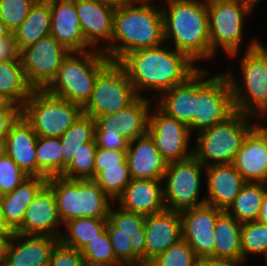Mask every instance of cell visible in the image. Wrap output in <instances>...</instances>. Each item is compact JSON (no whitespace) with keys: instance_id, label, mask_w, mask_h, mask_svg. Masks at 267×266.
Masks as SVG:
<instances>
[{"instance_id":"1","label":"cell","mask_w":267,"mask_h":266,"mask_svg":"<svg viewBox=\"0 0 267 266\" xmlns=\"http://www.w3.org/2000/svg\"><path fill=\"white\" fill-rule=\"evenodd\" d=\"M119 63L125 68L139 97H145L141 93L148 90L156 99L183 83L200 67L185 53L166 43L128 53Z\"/></svg>"},{"instance_id":"2","label":"cell","mask_w":267,"mask_h":266,"mask_svg":"<svg viewBox=\"0 0 267 266\" xmlns=\"http://www.w3.org/2000/svg\"><path fill=\"white\" fill-rule=\"evenodd\" d=\"M155 3L138 0L115 8L112 41L103 51L111 61L120 62L128 53L165 43L161 4Z\"/></svg>"},{"instance_id":"3","label":"cell","mask_w":267,"mask_h":266,"mask_svg":"<svg viewBox=\"0 0 267 266\" xmlns=\"http://www.w3.org/2000/svg\"><path fill=\"white\" fill-rule=\"evenodd\" d=\"M164 1L167 4H160L165 43H173L175 50L185 53L194 63L209 60L207 0Z\"/></svg>"},{"instance_id":"4","label":"cell","mask_w":267,"mask_h":266,"mask_svg":"<svg viewBox=\"0 0 267 266\" xmlns=\"http://www.w3.org/2000/svg\"><path fill=\"white\" fill-rule=\"evenodd\" d=\"M247 46L240 62L243 85L232 69L224 73L231 84L235 111L256 117L267 113V47L255 38Z\"/></svg>"},{"instance_id":"5","label":"cell","mask_w":267,"mask_h":266,"mask_svg":"<svg viewBox=\"0 0 267 266\" xmlns=\"http://www.w3.org/2000/svg\"><path fill=\"white\" fill-rule=\"evenodd\" d=\"M110 61L104 52L91 48L70 52L45 90L84 107L91 98L98 73Z\"/></svg>"},{"instance_id":"6","label":"cell","mask_w":267,"mask_h":266,"mask_svg":"<svg viewBox=\"0 0 267 266\" xmlns=\"http://www.w3.org/2000/svg\"><path fill=\"white\" fill-rule=\"evenodd\" d=\"M254 118L235 111L225 121L197 132L193 156L205 167L233 164L245 137L255 127L251 123Z\"/></svg>"},{"instance_id":"7","label":"cell","mask_w":267,"mask_h":266,"mask_svg":"<svg viewBox=\"0 0 267 266\" xmlns=\"http://www.w3.org/2000/svg\"><path fill=\"white\" fill-rule=\"evenodd\" d=\"M63 225L76 218H108L113 201L93 179L48 178Z\"/></svg>"},{"instance_id":"8","label":"cell","mask_w":267,"mask_h":266,"mask_svg":"<svg viewBox=\"0 0 267 266\" xmlns=\"http://www.w3.org/2000/svg\"><path fill=\"white\" fill-rule=\"evenodd\" d=\"M255 7L247 0H207L211 60L221 48L231 58L239 55L245 20Z\"/></svg>"},{"instance_id":"9","label":"cell","mask_w":267,"mask_h":266,"mask_svg":"<svg viewBox=\"0 0 267 266\" xmlns=\"http://www.w3.org/2000/svg\"><path fill=\"white\" fill-rule=\"evenodd\" d=\"M84 114L83 107L45 89H33L21 116L37 137H61Z\"/></svg>"},{"instance_id":"10","label":"cell","mask_w":267,"mask_h":266,"mask_svg":"<svg viewBox=\"0 0 267 266\" xmlns=\"http://www.w3.org/2000/svg\"><path fill=\"white\" fill-rule=\"evenodd\" d=\"M138 97L125 68L119 62L110 61L98 73L91 98L83 111L95 119L126 109Z\"/></svg>"},{"instance_id":"11","label":"cell","mask_w":267,"mask_h":266,"mask_svg":"<svg viewBox=\"0 0 267 266\" xmlns=\"http://www.w3.org/2000/svg\"><path fill=\"white\" fill-rule=\"evenodd\" d=\"M208 73L198 68V98H195L193 132L221 123L235 112L232 88L226 74L222 72L209 78Z\"/></svg>"},{"instance_id":"12","label":"cell","mask_w":267,"mask_h":266,"mask_svg":"<svg viewBox=\"0 0 267 266\" xmlns=\"http://www.w3.org/2000/svg\"><path fill=\"white\" fill-rule=\"evenodd\" d=\"M205 166L194 156L168 163L163 176V198L166 210L178 211L206 204L200 196ZM200 198V199H199Z\"/></svg>"},{"instance_id":"13","label":"cell","mask_w":267,"mask_h":266,"mask_svg":"<svg viewBox=\"0 0 267 266\" xmlns=\"http://www.w3.org/2000/svg\"><path fill=\"white\" fill-rule=\"evenodd\" d=\"M70 53L52 35L20 50V60L28 84L45 89L56 77L63 59Z\"/></svg>"},{"instance_id":"14","label":"cell","mask_w":267,"mask_h":266,"mask_svg":"<svg viewBox=\"0 0 267 266\" xmlns=\"http://www.w3.org/2000/svg\"><path fill=\"white\" fill-rule=\"evenodd\" d=\"M149 112L147 133L161 156L168 162L184 161L193 156L191 130L184 123L168 116L156 104ZM190 149V150H189Z\"/></svg>"},{"instance_id":"15","label":"cell","mask_w":267,"mask_h":266,"mask_svg":"<svg viewBox=\"0 0 267 266\" xmlns=\"http://www.w3.org/2000/svg\"><path fill=\"white\" fill-rule=\"evenodd\" d=\"M222 210L203 204L180 212L183 239L198 257H214V227Z\"/></svg>"},{"instance_id":"16","label":"cell","mask_w":267,"mask_h":266,"mask_svg":"<svg viewBox=\"0 0 267 266\" xmlns=\"http://www.w3.org/2000/svg\"><path fill=\"white\" fill-rule=\"evenodd\" d=\"M63 225L53 189L46 184L25 210L21 226L15 233L60 238Z\"/></svg>"},{"instance_id":"17","label":"cell","mask_w":267,"mask_h":266,"mask_svg":"<svg viewBox=\"0 0 267 266\" xmlns=\"http://www.w3.org/2000/svg\"><path fill=\"white\" fill-rule=\"evenodd\" d=\"M75 8L85 42L91 49L103 52L112 41L116 7L100 0H75ZM101 40L106 41L104 47L98 46Z\"/></svg>"},{"instance_id":"18","label":"cell","mask_w":267,"mask_h":266,"mask_svg":"<svg viewBox=\"0 0 267 266\" xmlns=\"http://www.w3.org/2000/svg\"><path fill=\"white\" fill-rule=\"evenodd\" d=\"M146 266L157 255L183 239L180 212L165 210L145 218Z\"/></svg>"},{"instance_id":"19","label":"cell","mask_w":267,"mask_h":266,"mask_svg":"<svg viewBox=\"0 0 267 266\" xmlns=\"http://www.w3.org/2000/svg\"><path fill=\"white\" fill-rule=\"evenodd\" d=\"M59 238L13 233L3 266H49L51 253Z\"/></svg>"},{"instance_id":"20","label":"cell","mask_w":267,"mask_h":266,"mask_svg":"<svg viewBox=\"0 0 267 266\" xmlns=\"http://www.w3.org/2000/svg\"><path fill=\"white\" fill-rule=\"evenodd\" d=\"M46 1L50 4L51 10L50 35L70 52L90 50L81 30L75 0Z\"/></svg>"},{"instance_id":"21","label":"cell","mask_w":267,"mask_h":266,"mask_svg":"<svg viewBox=\"0 0 267 266\" xmlns=\"http://www.w3.org/2000/svg\"><path fill=\"white\" fill-rule=\"evenodd\" d=\"M151 100L138 97L126 109L114 114L96 117L95 130H117L129 142L147 133Z\"/></svg>"},{"instance_id":"22","label":"cell","mask_w":267,"mask_h":266,"mask_svg":"<svg viewBox=\"0 0 267 266\" xmlns=\"http://www.w3.org/2000/svg\"><path fill=\"white\" fill-rule=\"evenodd\" d=\"M205 173L206 204L226 211L246 184L245 179L233 164L209 165Z\"/></svg>"},{"instance_id":"23","label":"cell","mask_w":267,"mask_h":266,"mask_svg":"<svg viewBox=\"0 0 267 266\" xmlns=\"http://www.w3.org/2000/svg\"><path fill=\"white\" fill-rule=\"evenodd\" d=\"M126 160L132 179L163 180L168 166L148 133L129 142Z\"/></svg>"},{"instance_id":"24","label":"cell","mask_w":267,"mask_h":266,"mask_svg":"<svg viewBox=\"0 0 267 266\" xmlns=\"http://www.w3.org/2000/svg\"><path fill=\"white\" fill-rule=\"evenodd\" d=\"M162 183V180L132 179L116 203L124 210L144 216L161 213L166 210Z\"/></svg>"},{"instance_id":"25","label":"cell","mask_w":267,"mask_h":266,"mask_svg":"<svg viewBox=\"0 0 267 266\" xmlns=\"http://www.w3.org/2000/svg\"><path fill=\"white\" fill-rule=\"evenodd\" d=\"M233 166L246 182L267 184V139L256 127L245 137Z\"/></svg>"},{"instance_id":"26","label":"cell","mask_w":267,"mask_h":266,"mask_svg":"<svg viewBox=\"0 0 267 266\" xmlns=\"http://www.w3.org/2000/svg\"><path fill=\"white\" fill-rule=\"evenodd\" d=\"M195 98H198V69L183 83L163 92L154 103L168 116L188 126L193 134Z\"/></svg>"},{"instance_id":"27","label":"cell","mask_w":267,"mask_h":266,"mask_svg":"<svg viewBox=\"0 0 267 266\" xmlns=\"http://www.w3.org/2000/svg\"><path fill=\"white\" fill-rule=\"evenodd\" d=\"M37 134L21 116L5 138L6 154L29 177H37Z\"/></svg>"},{"instance_id":"28","label":"cell","mask_w":267,"mask_h":266,"mask_svg":"<svg viewBox=\"0 0 267 266\" xmlns=\"http://www.w3.org/2000/svg\"><path fill=\"white\" fill-rule=\"evenodd\" d=\"M47 181L45 177H28L12 192L0 196L4 220L13 232L21 226L26 208Z\"/></svg>"},{"instance_id":"29","label":"cell","mask_w":267,"mask_h":266,"mask_svg":"<svg viewBox=\"0 0 267 266\" xmlns=\"http://www.w3.org/2000/svg\"><path fill=\"white\" fill-rule=\"evenodd\" d=\"M112 204L108 221L117 229V233H124L131 237L133 251V266H146L145 252V218L146 216L122 209L113 208Z\"/></svg>"},{"instance_id":"30","label":"cell","mask_w":267,"mask_h":266,"mask_svg":"<svg viewBox=\"0 0 267 266\" xmlns=\"http://www.w3.org/2000/svg\"><path fill=\"white\" fill-rule=\"evenodd\" d=\"M51 32V10L46 0H40L31 8L28 16L14 30L13 36L18 50L35 44Z\"/></svg>"},{"instance_id":"31","label":"cell","mask_w":267,"mask_h":266,"mask_svg":"<svg viewBox=\"0 0 267 266\" xmlns=\"http://www.w3.org/2000/svg\"><path fill=\"white\" fill-rule=\"evenodd\" d=\"M241 231L242 223L222 211L214 227V257L242 260Z\"/></svg>"},{"instance_id":"32","label":"cell","mask_w":267,"mask_h":266,"mask_svg":"<svg viewBox=\"0 0 267 266\" xmlns=\"http://www.w3.org/2000/svg\"><path fill=\"white\" fill-rule=\"evenodd\" d=\"M33 88L28 84L20 57L0 61V93L12 104L22 108Z\"/></svg>"},{"instance_id":"33","label":"cell","mask_w":267,"mask_h":266,"mask_svg":"<svg viewBox=\"0 0 267 266\" xmlns=\"http://www.w3.org/2000/svg\"><path fill=\"white\" fill-rule=\"evenodd\" d=\"M266 191L265 183L246 182L226 212L241 223L257 221Z\"/></svg>"},{"instance_id":"34","label":"cell","mask_w":267,"mask_h":266,"mask_svg":"<svg viewBox=\"0 0 267 266\" xmlns=\"http://www.w3.org/2000/svg\"><path fill=\"white\" fill-rule=\"evenodd\" d=\"M108 218H76L64 224L67 230L59 241L71 248L81 250L89 241L106 230Z\"/></svg>"},{"instance_id":"35","label":"cell","mask_w":267,"mask_h":266,"mask_svg":"<svg viewBox=\"0 0 267 266\" xmlns=\"http://www.w3.org/2000/svg\"><path fill=\"white\" fill-rule=\"evenodd\" d=\"M95 120L83 114L60 137L62 144V173L72 161L73 155L84 143L95 142Z\"/></svg>"},{"instance_id":"36","label":"cell","mask_w":267,"mask_h":266,"mask_svg":"<svg viewBox=\"0 0 267 266\" xmlns=\"http://www.w3.org/2000/svg\"><path fill=\"white\" fill-rule=\"evenodd\" d=\"M37 177L50 178L62 174L60 137H38L36 141Z\"/></svg>"},{"instance_id":"37","label":"cell","mask_w":267,"mask_h":266,"mask_svg":"<svg viewBox=\"0 0 267 266\" xmlns=\"http://www.w3.org/2000/svg\"><path fill=\"white\" fill-rule=\"evenodd\" d=\"M98 186L113 201L123 193L126 186L132 180L127 160L125 159L118 166L103 167L93 179Z\"/></svg>"},{"instance_id":"38","label":"cell","mask_w":267,"mask_h":266,"mask_svg":"<svg viewBox=\"0 0 267 266\" xmlns=\"http://www.w3.org/2000/svg\"><path fill=\"white\" fill-rule=\"evenodd\" d=\"M242 261L247 262L250 255L267 256V224L260 221L242 223L241 231Z\"/></svg>"},{"instance_id":"39","label":"cell","mask_w":267,"mask_h":266,"mask_svg":"<svg viewBox=\"0 0 267 266\" xmlns=\"http://www.w3.org/2000/svg\"><path fill=\"white\" fill-rule=\"evenodd\" d=\"M80 251L87 266H123L116 259L107 229Z\"/></svg>"},{"instance_id":"40","label":"cell","mask_w":267,"mask_h":266,"mask_svg":"<svg viewBox=\"0 0 267 266\" xmlns=\"http://www.w3.org/2000/svg\"><path fill=\"white\" fill-rule=\"evenodd\" d=\"M96 149V142L84 143L61 176L72 180L94 179Z\"/></svg>"},{"instance_id":"41","label":"cell","mask_w":267,"mask_h":266,"mask_svg":"<svg viewBox=\"0 0 267 266\" xmlns=\"http://www.w3.org/2000/svg\"><path fill=\"white\" fill-rule=\"evenodd\" d=\"M198 258L190 245L181 239L157 255L147 266H197Z\"/></svg>"},{"instance_id":"42","label":"cell","mask_w":267,"mask_h":266,"mask_svg":"<svg viewBox=\"0 0 267 266\" xmlns=\"http://www.w3.org/2000/svg\"><path fill=\"white\" fill-rule=\"evenodd\" d=\"M38 0H0V19L14 32Z\"/></svg>"},{"instance_id":"43","label":"cell","mask_w":267,"mask_h":266,"mask_svg":"<svg viewBox=\"0 0 267 266\" xmlns=\"http://www.w3.org/2000/svg\"><path fill=\"white\" fill-rule=\"evenodd\" d=\"M28 177L10 156L0 157V196L12 192Z\"/></svg>"},{"instance_id":"44","label":"cell","mask_w":267,"mask_h":266,"mask_svg":"<svg viewBox=\"0 0 267 266\" xmlns=\"http://www.w3.org/2000/svg\"><path fill=\"white\" fill-rule=\"evenodd\" d=\"M106 229L108 231L116 259L123 266H133V251L130 242L131 237L125 235L124 233H117V229L109 221Z\"/></svg>"},{"instance_id":"45","label":"cell","mask_w":267,"mask_h":266,"mask_svg":"<svg viewBox=\"0 0 267 266\" xmlns=\"http://www.w3.org/2000/svg\"><path fill=\"white\" fill-rule=\"evenodd\" d=\"M49 266H87L81 251L68 247L60 241L51 253Z\"/></svg>"},{"instance_id":"46","label":"cell","mask_w":267,"mask_h":266,"mask_svg":"<svg viewBox=\"0 0 267 266\" xmlns=\"http://www.w3.org/2000/svg\"><path fill=\"white\" fill-rule=\"evenodd\" d=\"M96 146L108 150H127L129 141L124 138L121 131L95 130Z\"/></svg>"},{"instance_id":"47","label":"cell","mask_w":267,"mask_h":266,"mask_svg":"<svg viewBox=\"0 0 267 266\" xmlns=\"http://www.w3.org/2000/svg\"><path fill=\"white\" fill-rule=\"evenodd\" d=\"M127 150H108L97 147L95 155L94 177L103 167L118 166L126 159Z\"/></svg>"},{"instance_id":"48","label":"cell","mask_w":267,"mask_h":266,"mask_svg":"<svg viewBox=\"0 0 267 266\" xmlns=\"http://www.w3.org/2000/svg\"><path fill=\"white\" fill-rule=\"evenodd\" d=\"M21 117V108L10 103L0 108V138H6L11 127Z\"/></svg>"},{"instance_id":"49","label":"cell","mask_w":267,"mask_h":266,"mask_svg":"<svg viewBox=\"0 0 267 266\" xmlns=\"http://www.w3.org/2000/svg\"><path fill=\"white\" fill-rule=\"evenodd\" d=\"M20 51L17 48L13 33L0 38V61L17 60Z\"/></svg>"},{"instance_id":"50","label":"cell","mask_w":267,"mask_h":266,"mask_svg":"<svg viewBox=\"0 0 267 266\" xmlns=\"http://www.w3.org/2000/svg\"><path fill=\"white\" fill-rule=\"evenodd\" d=\"M245 261L212 256L199 257L197 266H243Z\"/></svg>"},{"instance_id":"51","label":"cell","mask_w":267,"mask_h":266,"mask_svg":"<svg viewBox=\"0 0 267 266\" xmlns=\"http://www.w3.org/2000/svg\"><path fill=\"white\" fill-rule=\"evenodd\" d=\"M13 234H0V266L4 265L6 250Z\"/></svg>"},{"instance_id":"52","label":"cell","mask_w":267,"mask_h":266,"mask_svg":"<svg viewBox=\"0 0 267 266\" xmlns=\"http://www.w3.org/2000/svg\"><path fill=\"white\" fill-rule=\"evenodd\" d=\"M14 232L9 228L4 220L2 212V202L0 199V234H13Z\"/></svg>"},{"instance_id":"53","label":"cell","mask_w":267,"mask_h":266,"mask_svg":"<svg viewBox=\"0 0 267 266\" xmlns=\"http://www.w3.org/2000/svg\"><path fill=\"white\" fill-rule=\"evenodd\" d=\"M266 116V117H265ZM259 119L262 118L261 120L264 121L261 123V121L255 122V127L263 134V136L267 139V125L265 126V118H267V113L265 114H261L255 117V119ZM262 124V125H261Z\"/></svg>"},{"instance_id":"54","label":"cell","mask_w":267,"mask_h":266,"mask_svg":"<svg viewBox=\"0 0 267 266\" xmlns=\"http://www.w3.org/2000/svg\"><path fill=\"white\" fill-rule=\"evenodd\" d=\"M258 221L267 224V191L265 192V195L263 197Z\"/></svg>"},{"instance_id":"55","label":"cell","mask_w":267,"mask_h":266,"mask_svg":"<svg viewBox=\"0 0 267 266\" xmlns=\"http://www.w3.org/2000/svg\"><path fill=\"white\" fill-rule=\"evenodd\" d=\"M100 1L112 5L114 7H119L127 4H132L138 0H100Z\"/></svg>"},{"instance_id":"56","label":"cell","mask_w":267,"mask_h":266,"mask_svg":"<svg viewBox=\"0 0 267 266\" xmlns=\"http://www.w3.org/2000/svg\"><path fill=\"white\" fill-rule=\"evenodd\" d=\"M11 31L7 28L6 24L0 19V38L9 36Z\"/></svg>"},{"instance_id":"57","label":"cell","mask_w":267,"mask_h":266,"mask_svg":"<svg viewBox=\"0 0 267 266\" xmlns=\"http://www.w3.org/2000/svg\"><path fill=\"white\" fill-rule=\"evenodd\" d=\"M6 154L5 138H0V157Z\"/></svg>"},{"instance_id":"58","label":"cell","mask_w":267,"mask_h":266,"mask_svg":"<svg viewBox=\"0 0 267 266\" xmlns=\"http://www.w3.org/2000/svg\"><path fill=\"white\" fill-rule=\"evenodd\" d=\"M10 103L5 99V97L0 93V108L8 106Z\"/></svg>"},{"instance_id":"59","label":"cell","mask_w":267,"mask_h":266,"mask_svg":"<svg viewBox=\"0 0 267 266\" xmlns=\"http://www.w3.org/2000/svg\"><path fill=\"white\" fill-rule=\"evenodd\" d=\"M247 1L253 3L254 5H257L259 3L258 1H260V0H247Z\"/></svg>"}]
</instances>
